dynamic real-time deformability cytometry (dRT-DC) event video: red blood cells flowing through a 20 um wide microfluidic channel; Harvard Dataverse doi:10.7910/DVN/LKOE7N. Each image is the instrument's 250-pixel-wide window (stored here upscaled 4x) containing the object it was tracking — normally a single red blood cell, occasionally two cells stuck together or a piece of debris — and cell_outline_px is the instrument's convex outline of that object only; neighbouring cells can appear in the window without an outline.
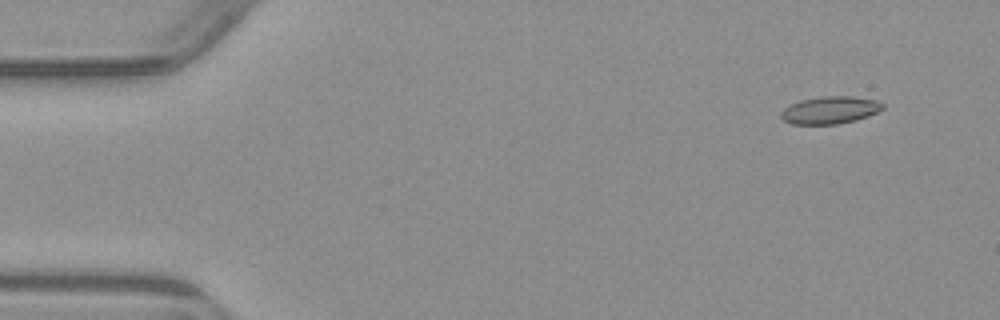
{"species": "common noctule bat (a hibernating species)", "species_latin": "Nyctalus noctula", "temperature_condition": "warm", "stored_images_in_passage": 7, "camera_frame_rate_fps": 3000, "um_per_image_px": 0.085, "animal": {"sex": "male", "body_mass_g": 23.1, "forearm_length_mm": 52.7}, "frame": {"image": 1, "passage_image": 2, "time_ms": 1.0, "image_size_px": [1000, 320], "cell_outline_px": [[884, 108], [868, 116], [856, 120], [836, 124], [792, 124], [784, 120], [780, 116], [780, 112], [784, 108], [800, 100], [820, 96], [852, 96], [876, 100], [884, 104]], "centroid_in_image_um": [70.55, 9.35], "position_along_channel_um": 14.5, "area_um2": 16.24}}
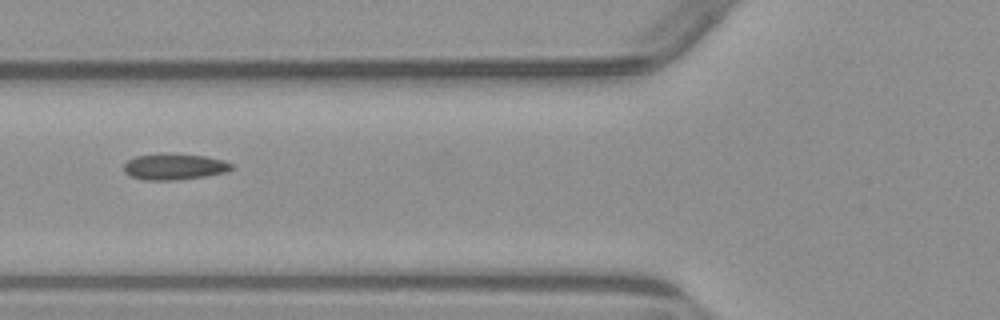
{"frame": {"image": 2, "passage_image": 6, "time_ms": 6.333, "image_size_px": [1000, 320], "cell_outline_px": [[232, 168], [228, 172], [180, 180], [144, 180], [132, 176], [124, 172], [124, 164], [128, 160], [136, 156], [160, 152], [204, 156], [224, 160], [232, 164]], "centroid_in_image_um": [14.81, 14.16], "position_along_channel_um": 111.0, "area_um2": 16.59}}
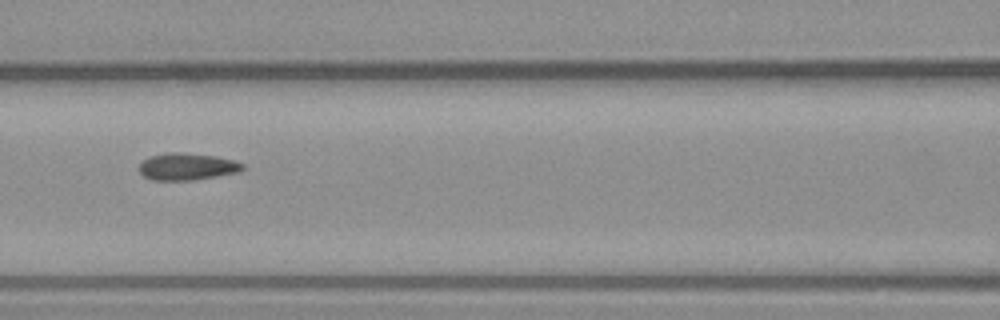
{"frame": {"image": 3, "passage_image": 7, "time_ms": 7.333, "image_size_px": [1000, 320], "cell_outline_px": [[244, 168], [240, 172], [192, 180], [152, 180], [144, 176], [136, 168], [148, 156], [168, 152], [180, 152], [216, 156], [236, 160], [244, 164]], "centroid_in_image_um": [15.89, 14.15], "position_along_channel_um": 150.7, "area_um2": 16.47}}